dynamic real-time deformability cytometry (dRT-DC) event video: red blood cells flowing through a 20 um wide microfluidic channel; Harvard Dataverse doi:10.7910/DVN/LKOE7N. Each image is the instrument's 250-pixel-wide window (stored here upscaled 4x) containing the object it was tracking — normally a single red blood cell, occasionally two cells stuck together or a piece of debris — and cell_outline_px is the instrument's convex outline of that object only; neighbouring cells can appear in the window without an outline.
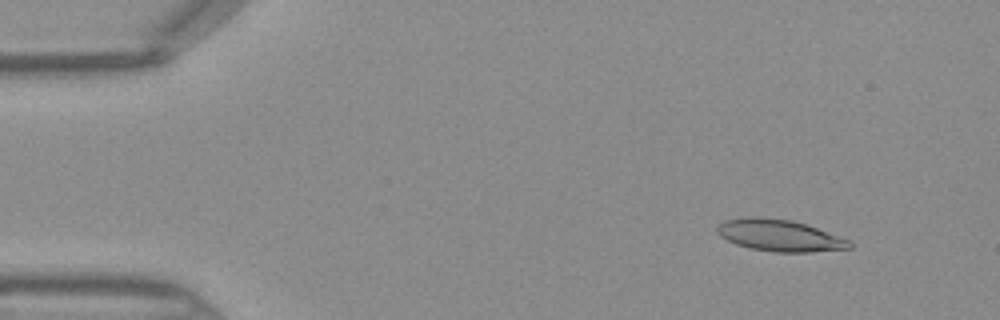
{"species": "Egyptian fruit bat (a non-hibernating species)", "species_latin": "Rousettus aegyptiacus", "temperature_condition": "warm", "stored_images_in_passage": 45, "camera_frame_rate_fps": 3000, "um_per_image_px": 0.085, "frame": {"image": 1, "passage_image": 4, "time_ms": 1.0, "image_size_px": [1000, 320], "cell_outline_px": [[852, 248], [808, 252], [776, 252], [748, 248], [736, 244], [720, 236], [716, 232], [716, 228], [724, 220], [752, 216], [756, 216], [792, 220], [816, 228], [848, 240], [852, 244]], "centroid_in_image_um": [66.21, 20.01], "position_along_channel_um": 18.8, "area_um2": 24.22}}
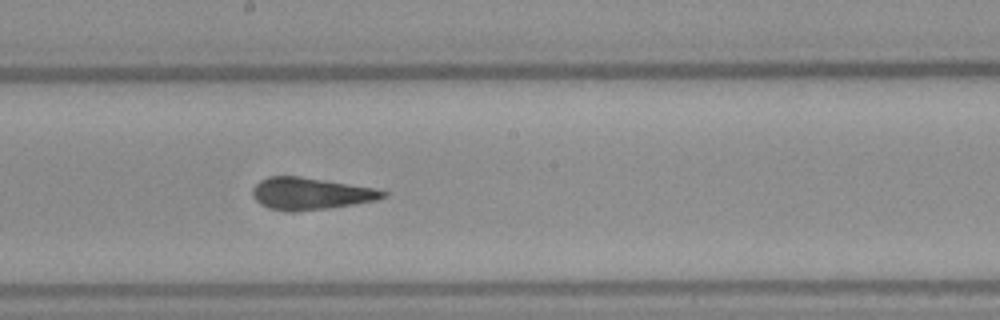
{"frame": {"image": 2, "passage_image": 24, "time_ms": 7.667, "image_size_px": [1000, 320], "cell_outline_px": [[388, 196], [376, 200], [328, 208], [272, 208], [260, 204], [252, 196], [252, 188], [260, 180], [272, 176], [300, 176], [376, 188], [388, 192]], "centroid_in_image_um": [26.45, 16.4], "position_along_channel_um": 221.8, "area_um2": 23.41}}
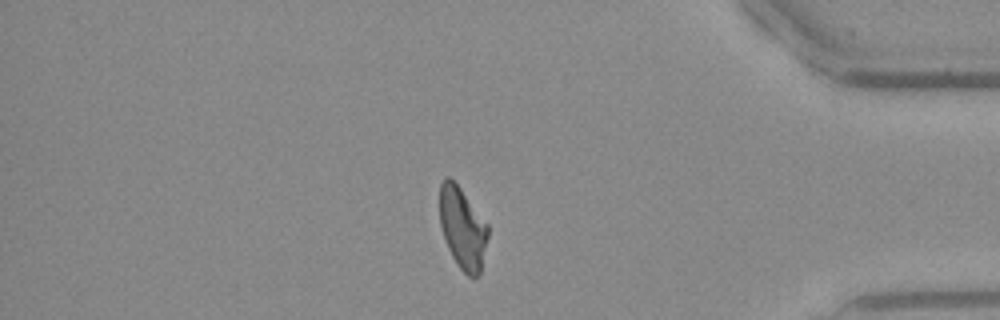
{"frame": {"image": 3, "passage_image": 38, "time_ms": 12.333, "image_size_px": [1000, 320], "cell_outline_px": [[488, 236], [480, 272], [476, 276], [468, 276], [460, 268], [452, 256], [444, 240], [440, 224], [440, 184], [448, 176], [460, 188], [488, 224]], "centroid_in_image_um": [39.31, 19.39], "position_along_channel_um": 395.9, "area_um2": 22.6}}